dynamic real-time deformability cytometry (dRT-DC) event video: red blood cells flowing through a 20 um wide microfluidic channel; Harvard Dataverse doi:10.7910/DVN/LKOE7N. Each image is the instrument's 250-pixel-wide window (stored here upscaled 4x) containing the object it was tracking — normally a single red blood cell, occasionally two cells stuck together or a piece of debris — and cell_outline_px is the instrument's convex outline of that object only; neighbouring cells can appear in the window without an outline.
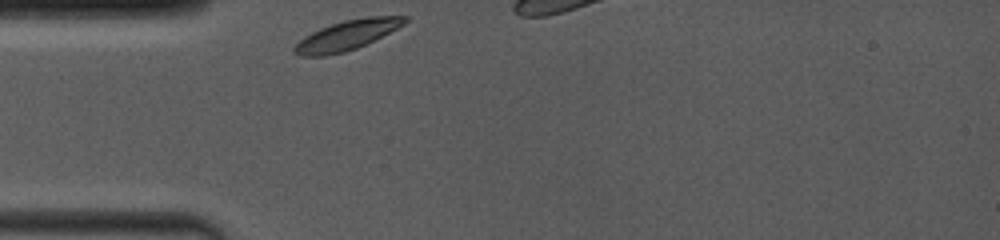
{"species": "common noctule bat (a hibernating species)", "species_latin": "Nyctalus noctula", "temperature_condition": "room temperature", "stored_images_in_passage": 4, "camera_frame_rate_fps": 4000, "um_per_image_px": 0.085, "animal": {"sex": "female", "body_mass_g": 19.0, "forearm_length_mm": 53.3}, "frame": {"image": 1, "passage_image": 1, "time_ms": 0.0, "image_size_px": [1000, 240], "cell_outline_px": [[408, 20], [404, 24], [356, 48], [344, 52], [324, 56], [300, 56], [292, 48], [304, 36], [320, 28], [344, 20], [364, 16], [408, 16]], "centroid_in_image_um": [29.46, 2.98], "position_along_channel_um": 55.5, "area_um2": 18.79}}
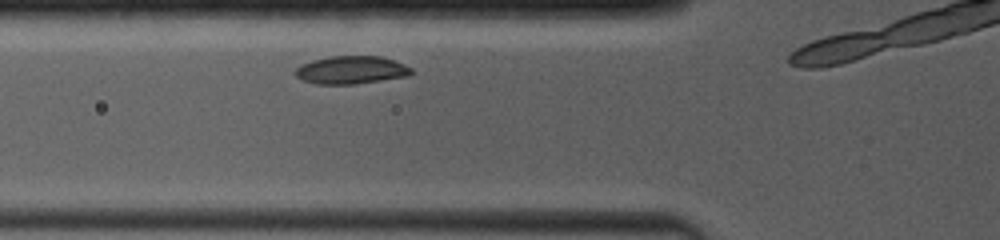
{"frame": {"image": 2, "passage_image": 3, "time_ms": 1.25, "image_size_px": [1000, 240], "cell_outline_px": [[412, 72], [408, 76], [356, 84], [316, 84], [304, 80], [296, 76], [292, 72], [300, 64], [312, 60], [332, 56], [380, 56], [404, 64], [412, 68]], "centroid_in_image_um": [29.82, 5.95], "position_along_channel_um": 96.0, "area_um2": 18.9}}